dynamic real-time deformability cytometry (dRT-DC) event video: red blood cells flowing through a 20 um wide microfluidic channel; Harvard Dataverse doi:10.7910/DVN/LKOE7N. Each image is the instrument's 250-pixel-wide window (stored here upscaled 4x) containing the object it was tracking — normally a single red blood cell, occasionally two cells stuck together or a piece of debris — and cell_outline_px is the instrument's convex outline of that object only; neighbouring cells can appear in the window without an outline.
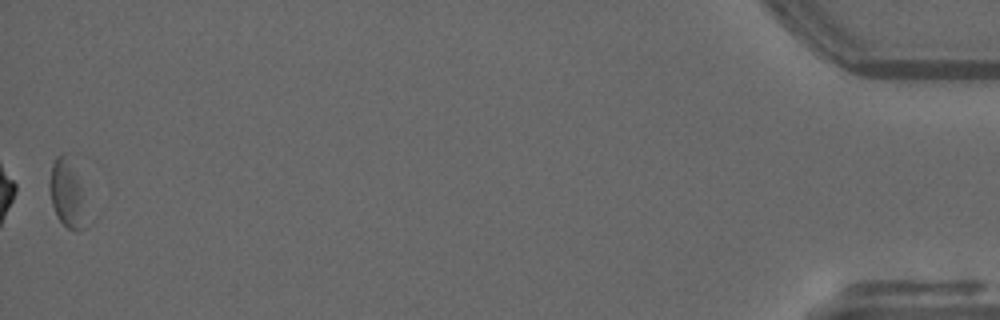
{"species": "common noctule bat (a hibernating species)", "species_latin": "Nyctalus noctula", "temperature_condition": "warm", "stored_images_in_passage": 37, "camera_frame_rate_fps": 3000, "um_per_image_px": 0.085, "animal": {"sex": "male", "forearm_length_mm": 52.5}, "frame": {"image": 1, "passage_image": 37, "time_ms": 12.0, "image_size_px": [1000, 320], "cell_outline_px": [[92, 224], [76, 232], [68, 228], [56, 216], [52, 204], [48, 188], [48, 184], [52, 164], [56, 156], [64, 152], [80, 184]], "centroid_in_image_um": [5.75, 16.6], "position_along_channel_um": 429.4, "area_um2": 14.97}, "authors_computed_cell_mechanics": {"area_um2": 18.3226, "velocity_mm_per_s": 3.8401, "shape_relaxation_time_tau1_ms": 7.9342, "shape_relaxation_time_tau2_ms": 4.1714, "deformation_change_tau1": 0.1894, "deformation_change_tau2": 0.1502}}